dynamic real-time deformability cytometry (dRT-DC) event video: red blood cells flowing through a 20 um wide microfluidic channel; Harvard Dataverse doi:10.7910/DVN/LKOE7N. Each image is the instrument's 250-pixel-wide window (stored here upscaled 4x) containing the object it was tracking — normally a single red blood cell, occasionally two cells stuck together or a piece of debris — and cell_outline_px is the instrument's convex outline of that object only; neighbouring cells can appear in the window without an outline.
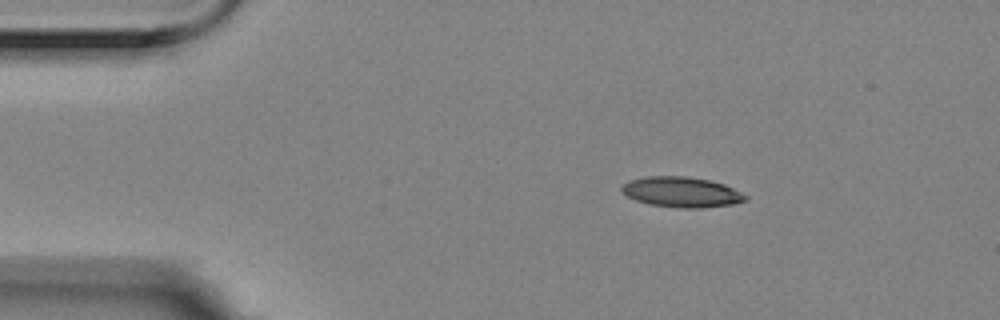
{"species": "Egyptian fruit bat (a non-hibernating species)", "species_latin": "Rousettus aegyptiacus", "temperature_condition": "room temperature", "stored_images_in_passage": 3, "camera_frame_rate_fps": 3000, "um_per_image_px": 0.085, "animal": {"sex": "female"}, "frame": {"image": 1, "passage_image": 1, "time_ms": 0.0, "image_size_px": [1000, 320], "cell_outline_px": [[748, 200], [732, 204], [700, 208], [680, 208], [652, 204], [636, 200], [628, 196], [620, 188], [628, 180], [648, 176], [684, 176], [708, 180], [724, 184], [748, 196]], "centroid_in_image_um": [57.94, 16.32], "position_along_channel_um": 27.1, "area_um2": 21.62}}